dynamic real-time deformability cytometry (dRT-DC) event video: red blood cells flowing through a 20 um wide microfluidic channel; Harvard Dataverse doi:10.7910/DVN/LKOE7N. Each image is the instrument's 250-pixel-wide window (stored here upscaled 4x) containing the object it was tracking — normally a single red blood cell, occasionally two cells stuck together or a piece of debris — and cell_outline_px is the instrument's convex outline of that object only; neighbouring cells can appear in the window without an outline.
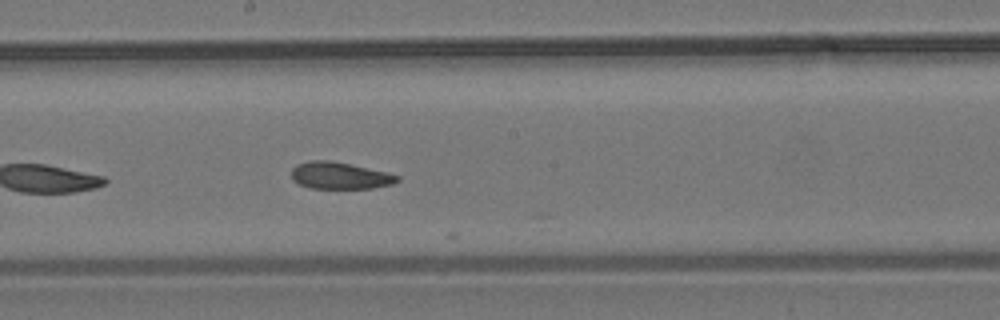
{"species": "common noctule bat (a hibernating species)", "species_latin": "Nyctalus noctula", "temperature_condition": "room temperature", "stored_images_in_passage": 7, "camera_frame_rate_fps": 3000, "um_per_image_px": 0.085, "animal": {"sex": "male", "body_mass_g": 19.2, "forearm_length_mm": 51.8}, "frame": {"image": 1, "passage_image": 7, "time_ms": 2.0, "image_size_px": [1000, 320], "cell_outline_px": [[400, 180], [392, 184], [372, 188], [312, 188], [300, 184], [292, 180], [292, 168], [296, 164], [312, 160], [328, 160], [388, 172], [400, 176]], "centroid_in_image_um": [28.89, 14.92], "position_along_channel_um": 219.3, "area_um2": 16.47}}